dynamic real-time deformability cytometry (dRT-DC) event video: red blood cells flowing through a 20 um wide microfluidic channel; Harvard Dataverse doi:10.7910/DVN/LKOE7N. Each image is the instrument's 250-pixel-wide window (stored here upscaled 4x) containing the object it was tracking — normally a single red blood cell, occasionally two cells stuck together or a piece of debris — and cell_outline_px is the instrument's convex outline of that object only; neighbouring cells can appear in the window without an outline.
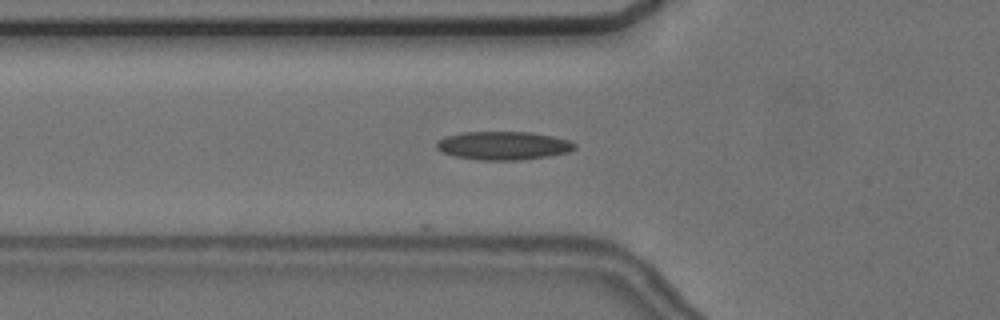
{"species": "common noctule bat (a hibernating species)", "species_latin": "Nyctalus noctula", "temperature_condition": "cold", "stored_images_in_passage": 5, "camera_frame_rate_fps": 3000, "um_per_image_px": 0.085, "animal": {"sex": "female", "body_mass_g": 24.6, "forearm_length_mm": 56.2}, "frame": {"image": 1, "passage_image": 5, "time_ms": 4.667, "image_size_px": [1000, 320], "cell_outline_px": [[576, 148], [568, 152], [548, 156], [520, 160], [480, 160], [456, 156], [444, 152], [436, 148], [436, 140], [444, 136], [460, 132], [528, 132], [552, 136], [568, 140], [576, 144]], "centroid_in_image_um": [42.75, 12.37], "position_along_channel_um": 83.0, "area_um2": 22.83}}